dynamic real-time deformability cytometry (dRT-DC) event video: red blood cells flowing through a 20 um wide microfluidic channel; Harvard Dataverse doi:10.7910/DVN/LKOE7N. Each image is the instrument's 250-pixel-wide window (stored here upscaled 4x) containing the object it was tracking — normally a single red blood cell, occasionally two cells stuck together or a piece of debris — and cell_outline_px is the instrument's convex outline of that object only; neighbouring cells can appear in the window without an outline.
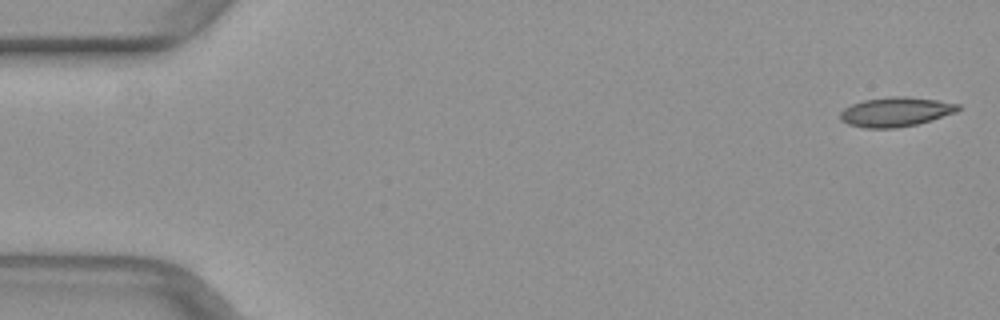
{"species": "common noctule bat (a hibernating species)", "species_latin": "Nyctalus noctula", "temperature_condition": "warm", "stored_images_in_passage": 11, "camera_frame_rate_fps": 3000, "um_per_image_px": 0.085, "animal": {"sex": "female", "body_mass_g": 29.2, "forearm_length_mm": 56.3}, "frame": {"image": 1, "passage_image": 1, "time_ms": 0.0, "image_size_px": [1000, 320], "cell_outline_px": [[960, 108], [956, 112], [932, 120], [916, 124], [896, 128], [864, 128], [848, 124], [840, 120], [840, 112], [844, 108], [852, 104], [864, 100], [892, 96], [904, 96], [936, 100], [960, 104]], "centroid_in_image_um": [76.12, 9.51], "position_along_channel_um": 8.9, "area_um2": 20.17}}